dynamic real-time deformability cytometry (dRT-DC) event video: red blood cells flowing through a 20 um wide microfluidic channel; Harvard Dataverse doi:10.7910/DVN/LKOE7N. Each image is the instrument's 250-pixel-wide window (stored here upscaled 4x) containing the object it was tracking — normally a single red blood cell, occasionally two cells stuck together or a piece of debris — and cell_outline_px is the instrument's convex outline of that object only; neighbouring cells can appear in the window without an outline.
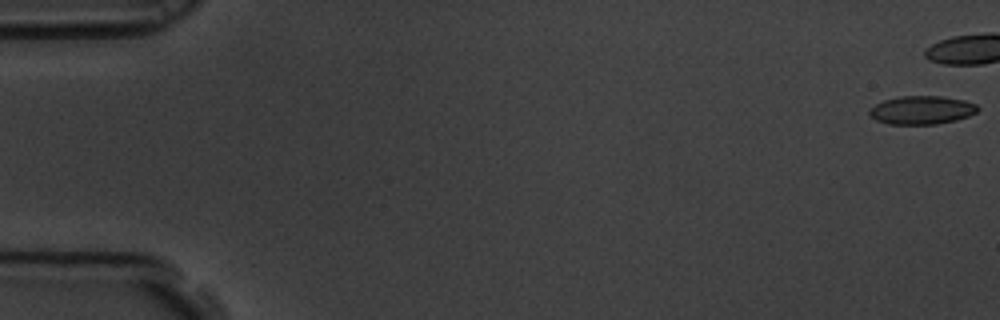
{"species": "common noctule bat (a hibernating species)", "species_latin": "Nyctalus noctula", "temperature_condition": "room temperature", "stored_images_in_passage": 45, "camera_frame_rate_fps": 3000, "um_per_image_px": 0.085, "animal": {"sex": "male", "body_mass_g": 19.5, "forearm_length_mm": 54.6}, "frame": {"image": 1, "passage_image": 1, "time_ms": 0.0, "image_size_px": [1000, 320], "cell_outline_px": [[980, 108], [976, 112], [968, 116], [956, 120], [936, 124], [888, 124], [876, 120], [868, 116], [868, 112], [876, 104], [884, 100], [900, 96], [940, 96], [964, 100], [976, 104]], "centroid_in_image_um": [78.34, 9.36], "position_along_channel_um": 6.7, "area_um2": 17.92}}